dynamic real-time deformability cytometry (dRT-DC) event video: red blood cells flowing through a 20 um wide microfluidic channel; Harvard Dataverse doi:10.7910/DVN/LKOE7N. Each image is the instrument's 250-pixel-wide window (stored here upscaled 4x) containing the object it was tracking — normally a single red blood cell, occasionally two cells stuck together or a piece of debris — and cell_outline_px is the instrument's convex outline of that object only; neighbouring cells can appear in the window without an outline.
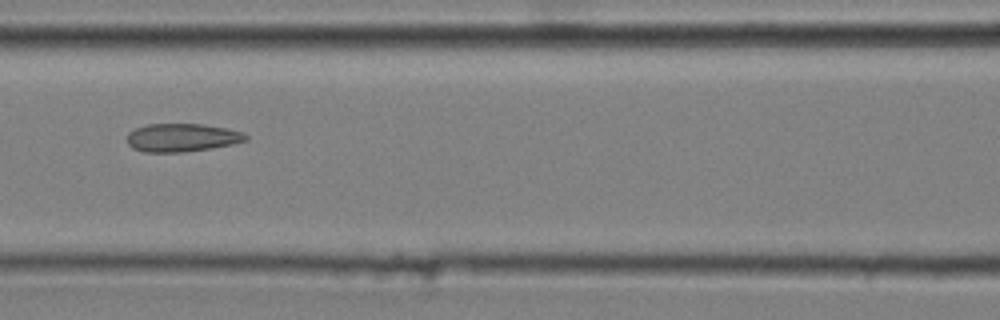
{"species": "common noctule bat (a hibernating species)", "species_latin": "Nyctalus noctula", "temperature_condition": "cold", "stored_images_in_passage": 7, "camera_frame_rate_fps": 3000, "um_per_image_px": 0.085, "animal": {"sex": "male", "body_mass_g": 20.4}, "frame": {"image": 1, "passage_image": 7, "time_ms": 2.0, "image_size_px": [1000, 320], "cell_outline_px": [[248, 140], [232, 144], [184, 152], [144, 152], [132, 148], [128, 144], [128, 132], [136, 128], [148, 124], [204, 124], [244, 132], [248, 136]], "centroid_in_image_um": [15.46, 11.69], "position_along_channel_um": 151.1, "area_um2": 19.42}}